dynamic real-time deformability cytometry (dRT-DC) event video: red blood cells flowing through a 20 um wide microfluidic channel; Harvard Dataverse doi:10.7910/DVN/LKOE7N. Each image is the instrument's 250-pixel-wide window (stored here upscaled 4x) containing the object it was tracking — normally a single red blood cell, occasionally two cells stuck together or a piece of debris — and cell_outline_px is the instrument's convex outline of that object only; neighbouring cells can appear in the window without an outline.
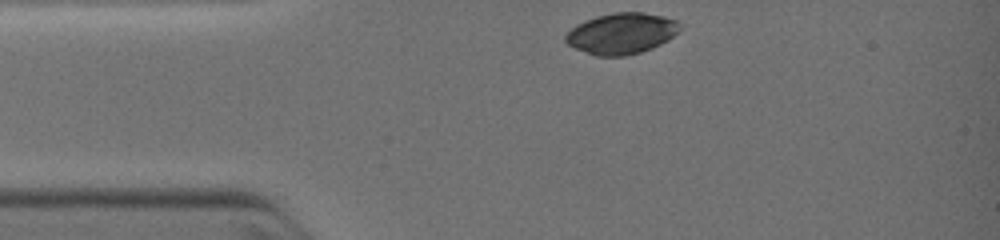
{"species": "common noctule bat (a hibernating species)", "species_latin": "Nyctalus noctula", "temperature_condition": "warm", "stored_images_in_passage": 5, "camera_frame_rate_fps": 3000, "um_per_image_px": 0.085, "animal": {"sex": "female", "body_mass_g": 19.0, "forearm_length_mm": 51.5}, "frame": {"image": 1, "passage_image": 1, "time_ms": 0.0, "image_size_px": [1000, 240], "cell_outline_px": [[684, 24], [668, 40], [652, 48], [640, 52], [624, 56], [596, 56], [576, 48], [568, 44], [564, 40], [564, 36], [576, 24], [584, 20], [596, 16], [612, 12], [644, 12], [664, 16], [676, 20]], "centroid_in_image_um": [52.83, 2.83], "position_along_channel_um": 32.2, "area_um2": 27.4}}
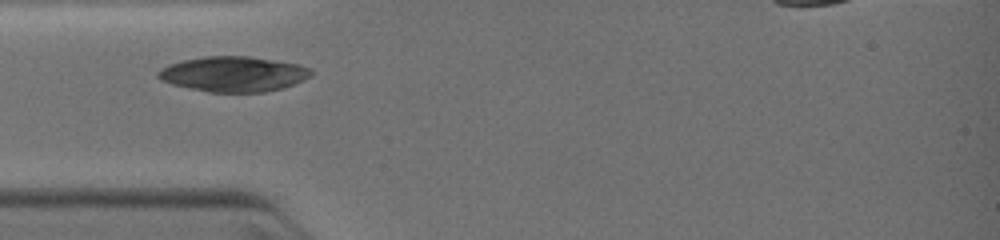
{"frame": {"image": 2, "passage_image": 3, "time_ms": 1.333, "image_size_px": [1000, 240], "cell_outline_px": [[312, 76], [304, 80], [280, 88], [264, 92], [208, 92], [172, 84], [160, 80], [156, 76], [156, 72], [160, 68], [168, 64], [184, 60], [204, 56], [248, 56], [300, 64], [312, 68]], "centroid_in_image_um": [19.83, 6.28], "position_along_channel_um": 65.2, "area_um2": 31.5}}
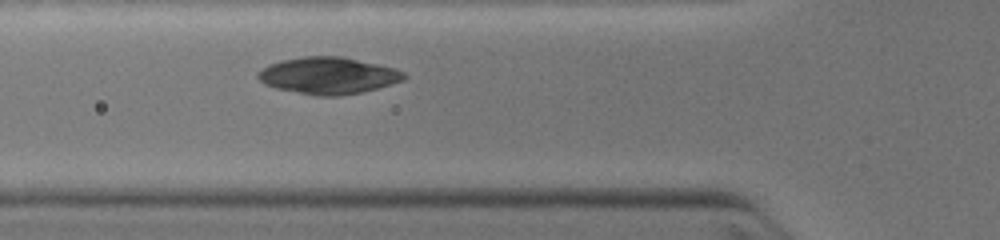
{"frame": {"image": 3, "passage_image": 5, "time_ms": 2.0, "image_size_px": [1000, 240], "cell_outline_px": [[408, 76], [404, 80], [392, 84], [364, 92], [340, 96], [316, 96], [276, 88], [264, 84], [256, 76], [256, 72], [268, 64], [280, 60], [300, 56], [340, 56], [396, 68], [404, 72]], "centroid_in_image_um": [27.89, 6.42], "position_along_channel_um": 97.9, "area_um2": 31.67}}